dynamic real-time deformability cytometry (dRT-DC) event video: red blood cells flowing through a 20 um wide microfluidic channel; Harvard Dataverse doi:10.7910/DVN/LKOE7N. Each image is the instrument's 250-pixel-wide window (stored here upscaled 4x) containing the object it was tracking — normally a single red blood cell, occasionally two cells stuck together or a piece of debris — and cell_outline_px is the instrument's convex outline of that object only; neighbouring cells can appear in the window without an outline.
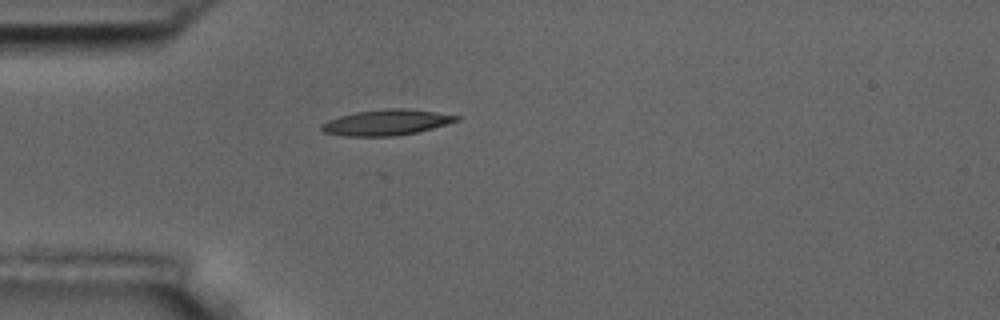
{"species": "common noctule bat (a hibernating species)", "species_latin": "Nyctalus noctula", "temperature_condition": "room temperature", "stored_images_in_passage": 1, "camera_frame_rate_fps": 3000, "um_per_image_px": 0.085, "animal": {"sex": "male", "body_mass_g": 17.5, "forearm_length_mm": 52.3}, "frame": {"image": 1, "passage_image": 1, "time_ms": 0.0, "image_size_px": [1000, 320], "cell_outline_px": [[460, 120], [448, 124], [416, 132], [392, 136], [344, 136], [324, 132], [320, 128], [320, 124], [328, 120], [340, 116], [356, 112], [388, 108], [404, 108], [460, 116]], "centroid_in_image_um": [32.82, 10.41], "position_along_channel_um": 52.2, "area_um2": 20.0}}